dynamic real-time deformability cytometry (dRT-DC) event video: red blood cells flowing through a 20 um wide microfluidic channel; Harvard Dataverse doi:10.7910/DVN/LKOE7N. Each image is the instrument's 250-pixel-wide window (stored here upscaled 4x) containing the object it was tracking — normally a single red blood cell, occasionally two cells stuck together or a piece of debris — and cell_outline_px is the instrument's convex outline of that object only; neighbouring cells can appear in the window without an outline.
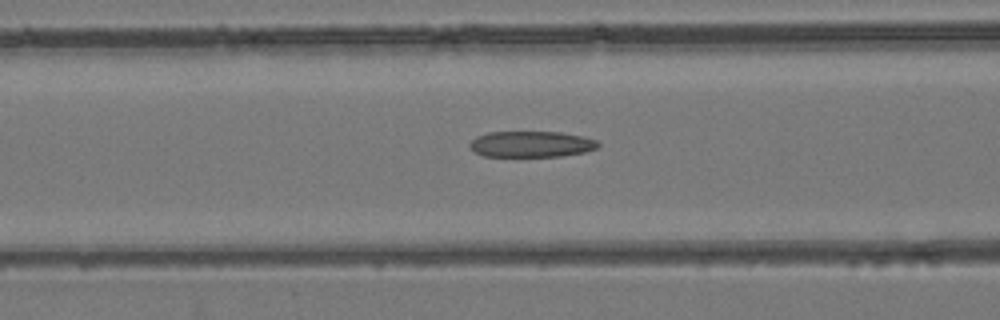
{"species": "common noctule bat (a hibernating species)", "species_latin": "Nyctalus noctula", "temperature_condition": "room temperature", "stored_images_in_passage": 49, "camera_frame_rate_fps": 3000, "um_per_image_px": 0.085, "animal": {"sex": "female", "body_mass_g": 24.6, "forearm_length_mm": 56.2}, "frame": {"image": 1, "passage_image": 20, "time_ms": 6.333, "image_size_px": [1000, 320], "cell_outline_px": [[600, 144], [596, 148], [584, 152], [560, 156], [484, 156], [468, 148], [468, 144], [476, 136], [488, 132], [560, 132], [580, 136], [596, 140]], "centroid_in_image_um": [45.11, 12.25], "position_along_channel_um": 121.5, "area_um2": 19.36}}
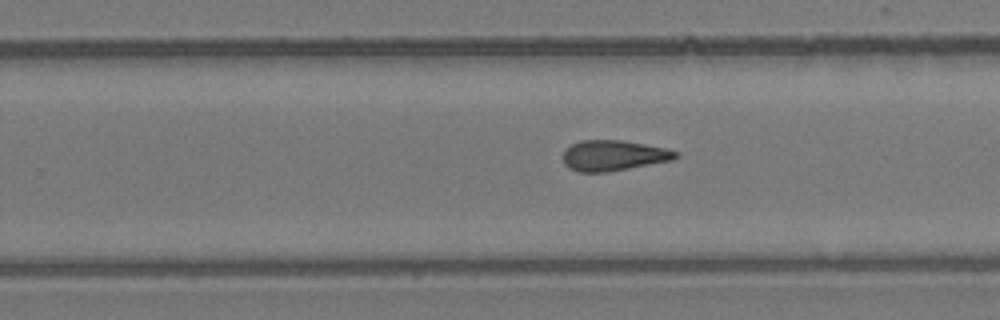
{"frame": {"image": 2, "passage_image": 31, "time_ms": 10.0, "image_size_px": [1000, 320], "cell_outline_px": [[680, 156], [672, 160], [608, 172], [580, 172], [568, 168], [564, 164], [564, 148], [580, 140], [624, 140], [664, 148], [680, 152]], "centroid_in_image_um": [52.14, 13.21], "position_along_channel_um": 277.7, "area_um2": 20.11}}
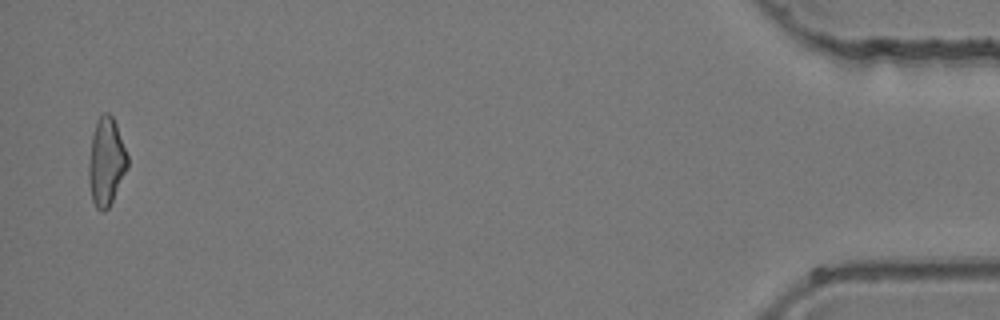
{"frame": {"image": 3, "passage_image": 48, "time_ms": 15.667, "image_size_px": [1000, 320], "cell_outline_px": [[128, 168], [108, 208], [104, 212], [100, 212], [96, 208], [92, 200], [88, 180], [88, 164], [92, 132], [96, 120], [104, 112], [108, 112], [112, 116], [116, 124], [128, 156]], "centroid_in_image_um": [9.01, 13.75], "position_along_channel_um": 426.2, "area_um2": 20.06}}